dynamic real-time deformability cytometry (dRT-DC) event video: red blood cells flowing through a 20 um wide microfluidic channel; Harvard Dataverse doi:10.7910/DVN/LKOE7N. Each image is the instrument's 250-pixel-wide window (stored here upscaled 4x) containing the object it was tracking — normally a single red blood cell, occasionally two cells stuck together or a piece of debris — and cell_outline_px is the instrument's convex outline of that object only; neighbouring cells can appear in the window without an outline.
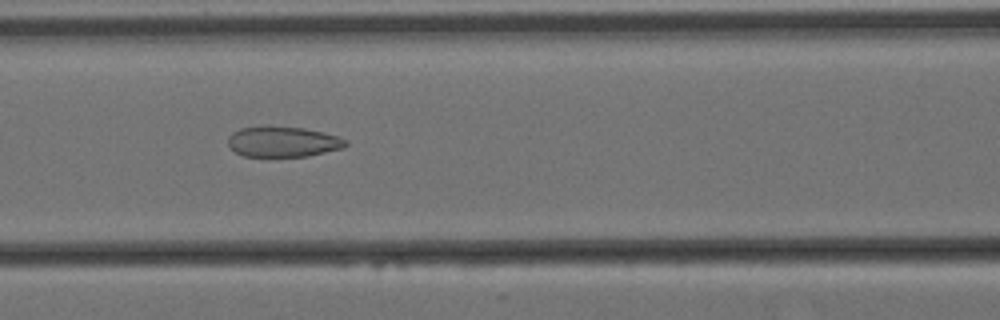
{"species": "Egyptian fruit bat (a non-hibernating species)", "species_latin": "Rousettus aegyptiacus", "temperature_condition": "cold", "stored_images_in_passage": 57, "camera_frame_rate_fps": 3000, "um_per_image_px": 0.085, "animal": {"sex": "female"}, "frame": {"image": 1, "passage_image": 23, "time_ms": 7.333, "image_size_px": [1000, 320], "cell_outline_px": [[348, 144], [344, 148], [308, 156], [244, 156], [236, 152], [228, 144], [228, 136], [232, 132], [240, 128], [268, 124], [304, 128], [324, 132], [348, 140]], "centroid_in_image_um": [24.05, 12.01], "position_along_channel_um": 142.6, "area_um2": 21.33}}
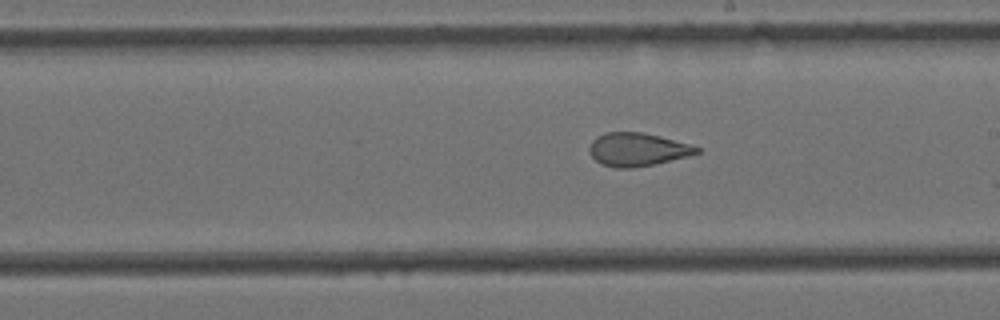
{"frame": {"image": 2, "passage_image": 31, "time_ms": 10.0, "image_size_px": [1000, 320], "cell_outline_px": [[700, 152], [688, 156], [656, 164], [632, 168], [616, 168], [600, 164], [588, 152], [588, 148], [592, 140], [596, 136], [608, 132], [640, 132], [660, 136], [688, 144], [700, 148]], "centroid_in_image_um": [54.14, 12.71], "position_along_channel_um": 234.9, "area_um2": 20.81}}
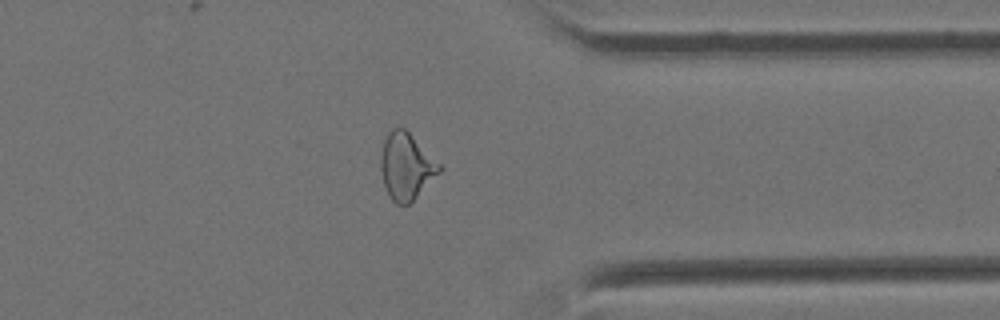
{"frame": {"image": 3, "passage_image": 44, "time_ms": 14.333, "image_size_px": [1000, 320], "cell_outline_px": [[440, 172], [408, 204], [396, 204], [388, 196], [384, 184], [380, 168], [380, 156], [384, 140], [388, 132], [392, 128], [404, 128], [440, 164]], "centroid_in_image_um": [34.49, 14.14], "position_along_channel_um": 376.9, "area_um2": 22.25}, "authors_computed_cell_mechanics": {"area_um2": 23.5824, "velocity_mm_per_s": 3.4687, "shape_relaxation_time_tau1_ms": null, "shape_relaxation_time_tau2_ms": 2.0128, "deformation_change_tau1": null, "deformation_change_tau2": 0.097}}